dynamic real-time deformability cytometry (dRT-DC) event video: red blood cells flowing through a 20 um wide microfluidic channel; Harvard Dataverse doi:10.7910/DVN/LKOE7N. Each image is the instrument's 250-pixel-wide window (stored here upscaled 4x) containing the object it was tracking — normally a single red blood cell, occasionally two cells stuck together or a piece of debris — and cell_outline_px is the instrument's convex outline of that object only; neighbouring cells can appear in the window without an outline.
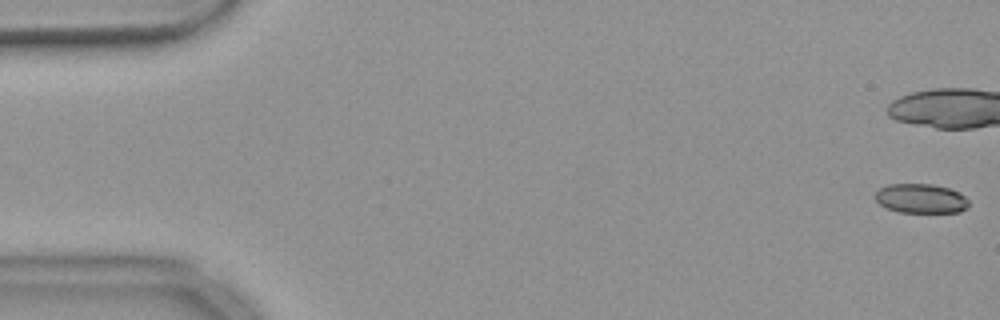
{"species": "common noctule bat (a hibernating species)", "species_latin": "Nyctalus noctula", "temperature_condition": "warm", "stored_images_in_passage": 14, "camera_frame_rate_fps": 3000, "um_per_image_px": 0.085, "animal": {"sex": "female", "body_mass_g": 18.4}, "frame": {"image": 1, "passage_image": 1, "time_ms": 0.0, "image_size_px": [1000, 320], "cell_outline_px": [[968, 208], [960, 212], [896, 212], [880, 204], [876, 200], [876, 192], [880, 188], [888, 184], [932, 184], [948, 188], [964, 196], [968, 200]], "centroid_in_image_um": [78.27, 16.88], "position_along_channel_um": 6.7, "area_um2": 15.9}}